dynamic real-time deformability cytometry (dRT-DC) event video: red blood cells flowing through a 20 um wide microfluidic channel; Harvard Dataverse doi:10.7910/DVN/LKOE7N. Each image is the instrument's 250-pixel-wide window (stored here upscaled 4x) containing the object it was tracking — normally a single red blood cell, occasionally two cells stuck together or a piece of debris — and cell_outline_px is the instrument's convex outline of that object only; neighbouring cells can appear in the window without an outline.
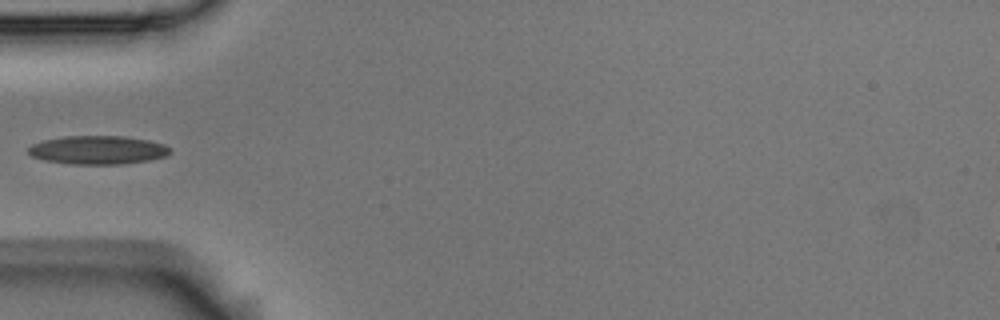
{"species": "Egyptian fruit bat (a non-hibernating species)", "species_latin": "Rousettus aegyptiacus", "temperature_condition": "room temperature", "stored_images_in_passage": 5, "camera_frame_rate_fps": 3000, "um_per_image_px": 0.085, "animal": {"sex": "male"}, "frame": {"image": 1, "passage_image": 5, "time_ms": 1.333, "image_size_px": [1000, 320], "cell_outline_px": [[172, 152], [164, 156], [148, 160], [120, 164], [72, 164], [44, 160], [32, 156], [28, 152], [28, 148], [32, 144], [44, 140], [64, 136], [124, 136], [148, 140], [164, 144], [172, 148]], "centroid_in_image_um": [8.32, 12.74], "position_along_channel_um": 76.7, "area_um2": 23.52}}